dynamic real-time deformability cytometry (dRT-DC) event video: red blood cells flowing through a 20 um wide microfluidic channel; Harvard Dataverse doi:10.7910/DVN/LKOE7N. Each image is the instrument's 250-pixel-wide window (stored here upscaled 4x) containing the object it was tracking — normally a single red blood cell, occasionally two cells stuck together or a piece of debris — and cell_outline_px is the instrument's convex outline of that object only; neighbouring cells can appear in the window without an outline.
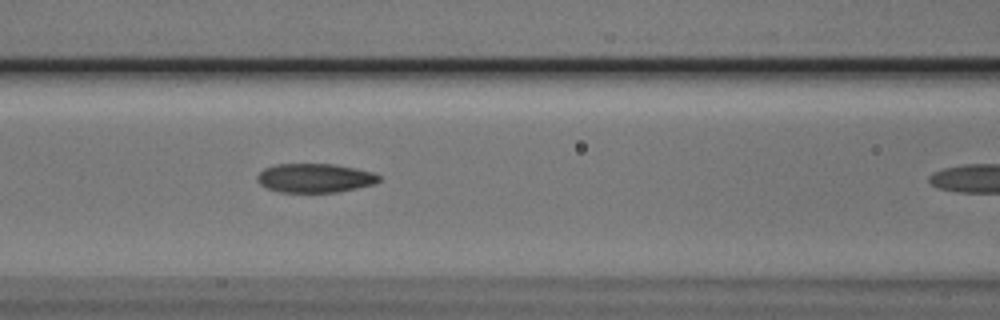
{"species": "Egyptian fruit bat (a non-hibernating species)", "species_latin": "Rousettus aegyptiacus", "temperature_condition": "cold", "stored_images_in_passage": 8, "camera_frame_rate_fps": 3000, "um_per_image_px": 0.085, "animal": {"sex": "male"}, "frame": {"image": 1, "passage_image": 7, "time_ms": 2.0, "image_size_px": [1000, 320], "cell_outline_px": [[380, 180], [376, 184], [336, 192], [280, 192], [268, 188], [260, 184], [256, 180], [256, 176], [264, 168], [276, 164], [332, 164], [372, 172], [380, 176]], "centroid_in_image_um": [26.74, 15.13], "position_along_channel_um": 139.9, "area_um2": 20.46}}